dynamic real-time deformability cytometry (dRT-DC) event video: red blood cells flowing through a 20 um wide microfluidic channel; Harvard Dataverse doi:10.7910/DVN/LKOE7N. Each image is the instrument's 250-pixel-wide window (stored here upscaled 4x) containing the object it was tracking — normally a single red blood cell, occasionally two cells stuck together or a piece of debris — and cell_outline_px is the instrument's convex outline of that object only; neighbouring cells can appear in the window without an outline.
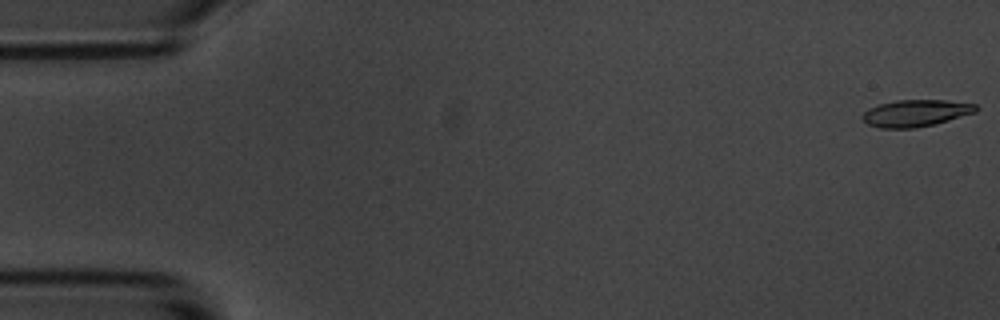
{"species": "common noctule bat (a hibernating species)", "species_latin": "Nyctalus noctula", "temperature_condition": "room temperature", "stored_images_in_passage": 4, "camera_frame_rate_fps": 3000, "um_per_image_px": 0.085, "animal": {"sex": "male", "body_mass_g": 20.1, "forearm_length_mm": 53.5}, "frame": {"image": 1, "passage_image": 1, "time_ms": 0.0, "image_size_px": [1000, 320], "cell_outline_px": [[980, 108], [976, 112], [936, 124], [916, 128], [880, 128], [868, 124], [860, 116], [868, 108], [880, 104], [896, 100], [944, 100], [976, 104]], "centroid_in_image_um": [77.85, 9.62], "position_along_channel_um": 7.2, "area_um2": 17.86}}